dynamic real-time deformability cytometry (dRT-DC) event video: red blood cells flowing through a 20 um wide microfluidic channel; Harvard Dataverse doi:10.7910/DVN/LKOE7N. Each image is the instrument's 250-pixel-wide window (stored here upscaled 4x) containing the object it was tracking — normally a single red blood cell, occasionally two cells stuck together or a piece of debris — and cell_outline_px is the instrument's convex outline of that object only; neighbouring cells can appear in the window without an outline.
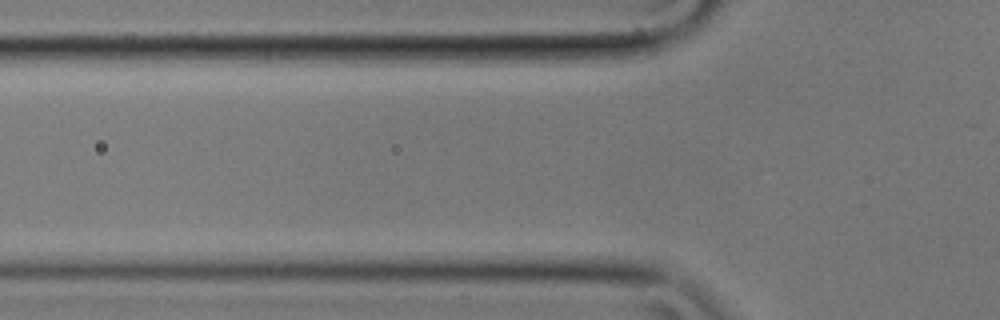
{"species": "common noctule bat (a hibernating species)", "species_latin": "Nyctalus noctula", "temperature_condition": "cold", "stored_images_in_passage": 3, "camera_frame_rate_fps": 3000, "um_per_image_px": 0.085, "animal": {"sex": "male", "body_mass_g": 17.9}, "frame": {"image": 1, "passage_image": 2, "time_ms": 0.333, "image_size_px": [1000, 320], "cell_outline_px": [[596, 276], [572, 280], [456, 276], [456, 272], [584, 260]], "centroid_in_image_um": [45.68, 23.08], "position_along_channel_um": 80.1, "area_um2": 11.96}}